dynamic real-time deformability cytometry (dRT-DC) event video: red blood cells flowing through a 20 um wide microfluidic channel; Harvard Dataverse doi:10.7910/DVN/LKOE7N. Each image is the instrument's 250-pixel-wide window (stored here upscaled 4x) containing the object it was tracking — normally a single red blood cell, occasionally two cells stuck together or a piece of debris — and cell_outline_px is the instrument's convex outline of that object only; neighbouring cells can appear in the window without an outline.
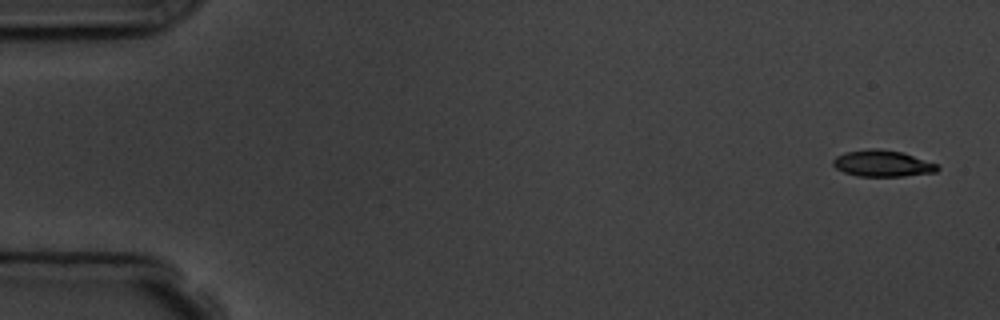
{"species": "common noctule bat (a hibernating species)", "species_latin": "Nyctalus noctula", "temperature_condition": "room temperature", "stored_images_in_passage": 5, "camera_frame_rate_fps": 3000, "um_per_image_px": 0.085, "animal": {"sex": "male", "body_mass_g": 19.5, "forearm_length_mm": 54.6}, "frame": {"image": 1, "passage_image": 1, "time_ms": 0.0, "image_size_px": [1000, 320], "cell_outline_px": [[940, 168], [936, 172], [904, 176], [856, 176], [844, 172], [836, 168], [832, 164], [832, 160], [836, 156], [844, 152], [868, 148], [880, 148], [900, 152], [940, 164]], "centroid_in_image_um": [75.0, 13.89], "position_along_channel_um": 10.0, "area_um2": 16.24}}
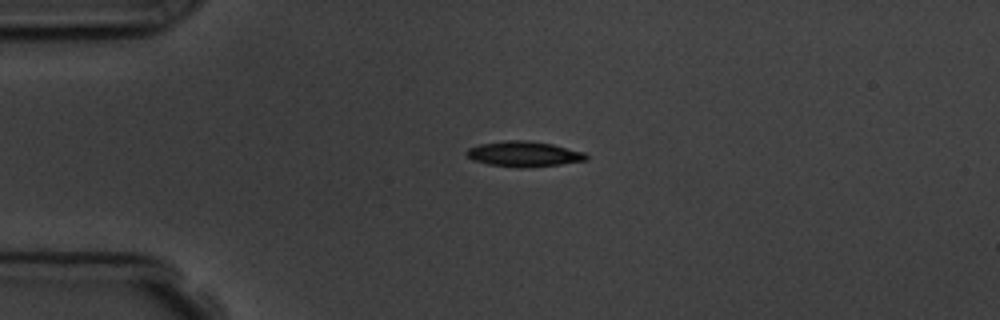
{"frame": {"image": 2, "passage_image": 4, "time_ms": 3.667, "image_size_px": [1000, 320], "cell_outline_px": [[588, 160], [560, 164], [520, 168], [516, 168], [488, 164], [472, 160], [464, 152], [468, 148], [480, 144], [504, 140], [528, 140], [552, 144], [584, 152], [588, 156]], "centroid_in_image_um": [44.51, 13.09], "position_along_channel_um": 40.5, "area_um2": 17.74}}